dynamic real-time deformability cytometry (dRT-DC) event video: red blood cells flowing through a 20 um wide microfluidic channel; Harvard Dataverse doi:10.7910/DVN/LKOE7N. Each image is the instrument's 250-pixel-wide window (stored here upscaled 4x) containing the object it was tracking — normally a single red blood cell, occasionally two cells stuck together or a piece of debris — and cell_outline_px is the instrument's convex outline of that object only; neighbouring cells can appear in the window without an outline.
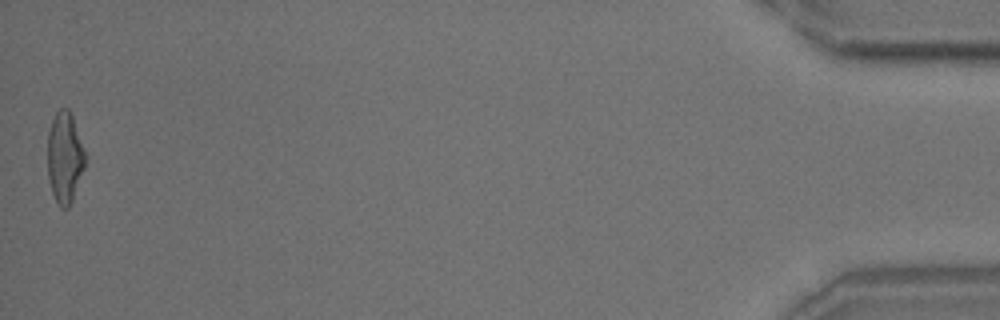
{"species": "common noctule bat (a hibernating species)", "species_latin": "Nyctalus noctula", "temperature_condition": "room temperature", "stored_images_in_passage": 40, "camera_frame_rate_fps": 3000, "um_per_image_px": 0.085, "animal": {"sex": "male", "body_mass_g": 18.8}, "frame": {"image": 1, "passage_image": 40, "time_ms": 13.0, "image_size_px": [1000, 320], "cell_outline_px": [[84, 168], [72, 200], [68, 208], [60, 208], [52, 192], [48, 176], [48, 132], [52, 120], [56, 112], [60, 108], [68, 108], [72, 116], [84, 152]], "centroid_in_image_um": [5.48, 13.39], "position_along_channel_um": 429.7, "area_um2": 19.48}, "authors_computed_cell_mechanics": {"area_um2": 20.0855, "velocity_mm_per_s": 3.7364, "shape_relaxation_time_tau1_ms": 6.8427, "shape_relaxation_time_tau2_ms": 1.6993, "deformation_change_tau1": 0.2179, "deformation_change_tau2": 0.1163}}